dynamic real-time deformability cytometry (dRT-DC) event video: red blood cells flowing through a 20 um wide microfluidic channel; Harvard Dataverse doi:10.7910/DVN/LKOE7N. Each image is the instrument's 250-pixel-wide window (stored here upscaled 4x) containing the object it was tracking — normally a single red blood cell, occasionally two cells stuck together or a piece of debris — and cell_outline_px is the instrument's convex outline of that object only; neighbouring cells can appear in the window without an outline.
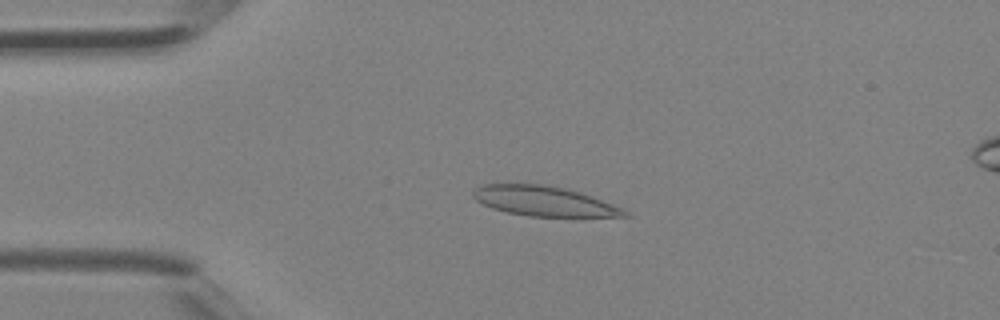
{"species": "Egyptian fruit bat (a non-hibernating species)", "species_latin": "Rousettus aegyptiacus", "temperature_condition": "room temperature", "stored_images_in_passage": 38, "camera_frame_rate_fps": 3000, "um_per_image_px": 0.085, "animal": {"sex": "female"}, "frame": {"image": 1, "passage_image": 6, "time_ms": 1.667, "image_size_px": [1000, 320], "cell_outline_px": [[632, 216], [528, 216], [508, 212], [492, 208], [476, 200], [472, 196], [472, 192], [480, 184], [540, 184], [568, 188], [592, 196], [624, 208]], "centroid_in_image_um": [46.25, 17.08], "position_along_channel_um": 38.7, "area_um2": 26.3}}
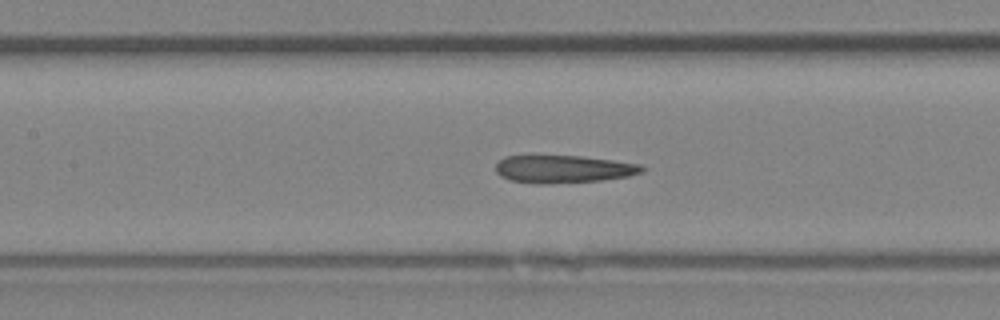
{"frame": {"image": 2, "passage_image": 15, "time_ms": 4.667, "image_size_px": [1000, 320], "cell_outline_px": [[644, 172], [628, 176], [600, 180], [548, 184], [536, 184], [512, 180], [500, 176], [496, 172], [496, 164], [504, 156], [580, 156], [612, 160], [640, 164], [644, 168]], "centroid_in_image_um": [47.88, 14.37], "position_along_channel_um": 159.5, "area_um2": 23.47}}
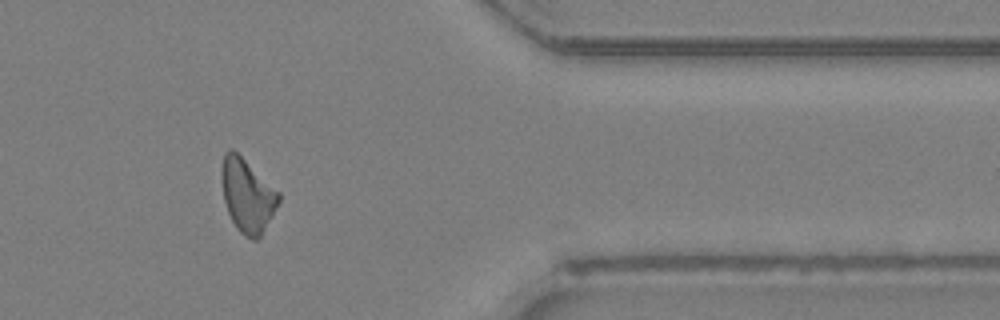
{"frame": {"image": 3, "passage_image": 30, "time_ms": 9.667, "image_size_px": [1000, 320], "cell_outline_px": [[280, 200], [272, 216], [260, 236], [256, 240], [252, 240], [244, 236], [236, 228], [228, 212], [224, 200], [220, 176], [220, 172], [224, 152], [228, 148], [232, 148], [280, 192]], "centroid_in_image_um": [21.0, 16.6], "position_along_channel_um": 390.4, "area_um2": 24.45}}